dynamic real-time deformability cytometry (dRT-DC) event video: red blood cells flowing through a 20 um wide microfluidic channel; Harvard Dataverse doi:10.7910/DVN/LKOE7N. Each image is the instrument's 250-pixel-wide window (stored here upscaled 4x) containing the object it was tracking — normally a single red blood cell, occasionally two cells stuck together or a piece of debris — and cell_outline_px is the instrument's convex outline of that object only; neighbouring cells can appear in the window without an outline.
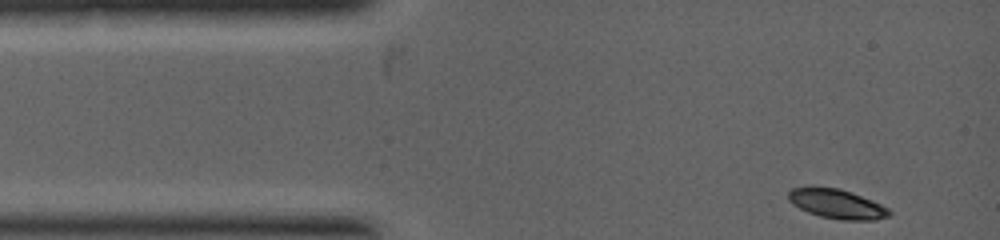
{"species": "common noctule bat (a hibernating species)", "species_latin": "Nyctalus noctula", "temperature_condition": "warm", "stored_images_in_passage": 2, "camera_frame_rate_fps": 5000, "um_per_image_px": 0.085, "animal": {"sex": "female", "body_mass_g": 19.0, "forearm_length_mm": 53.3}, "frame": {"image": 1, "passage_image": 1, "time_ms": 0.0, "image_size_px": [1000, 240], "cell_outline_px": [[892, 212], [888, 216], [876, 220], [840, 220], [820, 216], [808, 212], [792, 204], [788, 200], [788, 192], [792, 188], [804, 184], [812, 184], [840, 188], [852, 192], [872, 200], [888, 208]], "centroid_in_image_um": [71.07, 17.28], "position_along_channel_um": 13.9, "area_um2": 17.92}}